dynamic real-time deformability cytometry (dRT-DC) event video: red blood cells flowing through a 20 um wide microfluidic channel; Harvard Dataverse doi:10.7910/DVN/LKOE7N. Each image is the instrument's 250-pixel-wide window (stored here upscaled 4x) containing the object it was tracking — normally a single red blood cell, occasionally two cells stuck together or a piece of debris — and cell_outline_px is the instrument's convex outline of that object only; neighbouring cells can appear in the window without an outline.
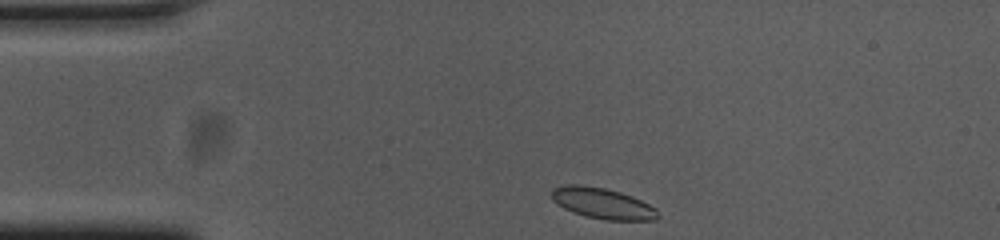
{"species": "common noctule bat (a hibernating species)", "species_latin": "Nyctalus noctula", "temperature_condition": "cold", "stored_images_in_passage": 36, "camera_frame_rate_fps": 3000, "um_per_image_px": 0.085, "animal": {"sex": "female", "body_mass_g": 23.0, "forearm_length_mm": 53.4}, "frame": {"image": 1, "passage_image": 1, "time_ms": 0.0, "image_size_px": [1000, 240], "cell_outline_px": [[660, 216], [656, 220], [604, 220], [584, 216], [572, 212], [556, 204], [552, 200], [552, 188], [564, 184], [580, 184], [604, 188], [620, 192], [632, 196], [656, 208]], "centroid_in_image_um": [51.19, 17.28], "position_along_channel_um": 33.8, "area_um2": 19.31}}
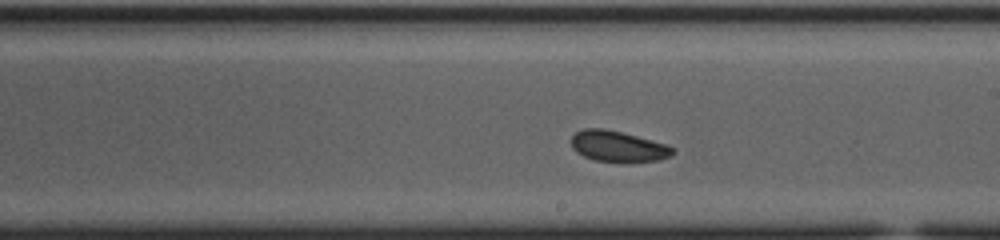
{"frame": {"image": 2, "passage_image": 21, "time_ms": 6.667, "image_size_px": [1000, 240], "cell_outline_px": [[676, 152], [672, 156], [660, 160], [628, 164], [624, 164], [596, 160], [584, 156], [576, 152], [572, 148], [572, 136], [576, 132], [584, 128], [604, 128], [636, 136], [664, 144], [672, 148]], "centroid_in_image_um": [52.54, 12.48], "position_along_channel_um": 236.5, "area_um2": 18.55}}
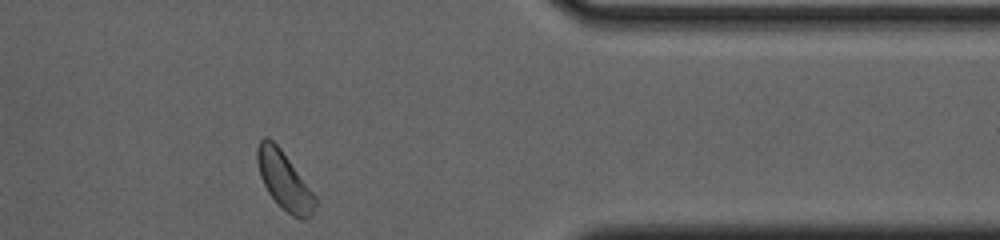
{"frame": {"image": 3, "passage_image": 35, "time_ms": 11.333, "image_size_px": [1000, 240], "cell_outline_px": [[316, 204], [312, 216], [304, 220], [300, 220], [292, 216], [268, 192], [260, 176], [256, 160], [256, 148], [260, 140], [264, 136], [272, 140], [280, 148], [316, 196]], "centroid_in_image_um": [24.16, 15.35], "position_along_channel_um": 387.2, "area_um2": 19.31}, "authors_computed_cell_mechanics": {"area_um2": 18.5827, "velocity_mm_per_s": 3.6619, "shape_relaxation_time_tau1_ms": null, "shape_relaxation_time_tau2_ms": 5.7808, "deformation_change_tau1": null, "deformation_change_tau2": 0.0911}}